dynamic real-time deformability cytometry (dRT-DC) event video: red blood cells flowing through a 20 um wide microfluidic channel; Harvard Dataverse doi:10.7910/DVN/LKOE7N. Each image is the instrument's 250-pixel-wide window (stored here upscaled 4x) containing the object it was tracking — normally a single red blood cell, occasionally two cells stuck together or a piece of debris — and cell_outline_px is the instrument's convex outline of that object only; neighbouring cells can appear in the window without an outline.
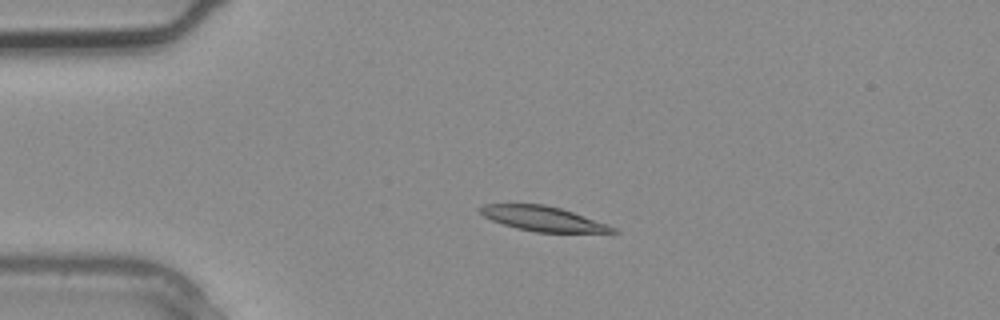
{"species": "common noctule bat (a hibernating species)", "species_latin": "Nyctalus noctula", "temperature_condition": "warm", "stored_images_in_passage": 2, "camera_frame_rate_fps": 3000, "um_per_image_px": 0.085, "animal": {"sex": "male", "body_mass_g": 20.4}, "frame": {"image": 1, "passage_image": 2, "time_ms": 0.333, "image_size_px": [1000, 320], "cell_outline_px": [[620, 232], [536, 232], [516, 228], [492, 220], [484, 216], [480, 212], [480, 208], [484, 204], [544, 204], [560, 208], [608, 224], [616, 228]], "centroid_in_image_um": [46.16, 18.59], "position_along_channel_um": 38.8, "area_um2": 18.84}}